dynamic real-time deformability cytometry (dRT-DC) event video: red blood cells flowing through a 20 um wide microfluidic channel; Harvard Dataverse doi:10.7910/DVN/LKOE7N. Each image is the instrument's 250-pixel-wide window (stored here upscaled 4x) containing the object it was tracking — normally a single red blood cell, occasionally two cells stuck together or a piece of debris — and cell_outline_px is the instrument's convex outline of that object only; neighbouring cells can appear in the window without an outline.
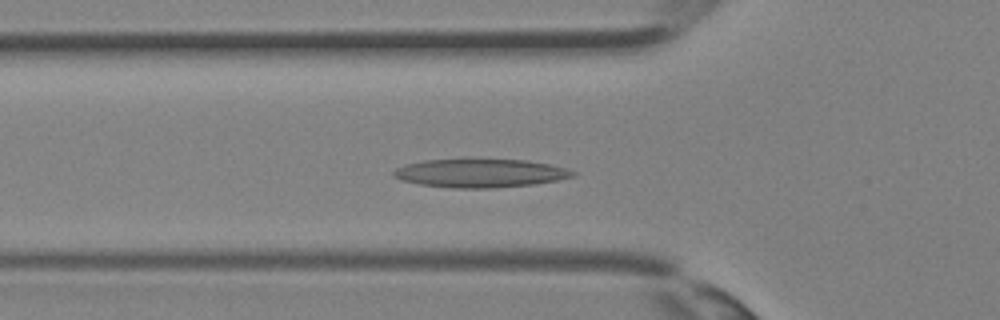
{"species": "Egyptian fruit bat (a non-hibernating species)", "species_latin": "Rousettus aegyptiacus", "temperature_condition": "room temperature", "stored_images_in_passage": 35, "camera_frame_rate_fps": 3000, "um_per_image_px": 0.085, "animal": {"sex": "female"}, "frame": {"image": 1, "passage_image": 12, "time_ms": 3.667, "image_size_px": [1000, 320], "cell_outline_px": [[576, 172], [572, 176], [556, 180], [532, 184], [488, 188], [452, 188], [420, 184], [404, 180], [392, 176], [392, 172], [396, 168], [404, 164], [424, 160], [464, 156], [468, 156], [528, 160], [548, 164], [564, 168]], "centroid_in_image_um": [40.73, 14.66], "position_along_channel_um": 85.1, "area_um2": 30.75}}
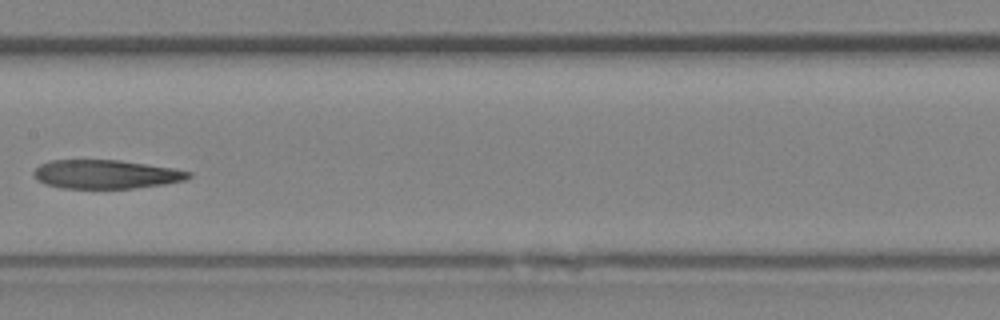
{"frame": {"image": 2, "passage_image": 18, "time_ms": 5.667, "image_size_px": [1000, 320], "cell_outline_px": [[192, 176], [184, 180], [164, 184], [132, 188], [60, 188], [48, 184], [40, 180], [32, 172], [40, 164], [52, 160], [120, 160], [172, 168], [192, 172]], "centroid_in_image_um": [9.02, 14.81], "position_along_channel_um": 198.4, "area_um2": 25.66}}
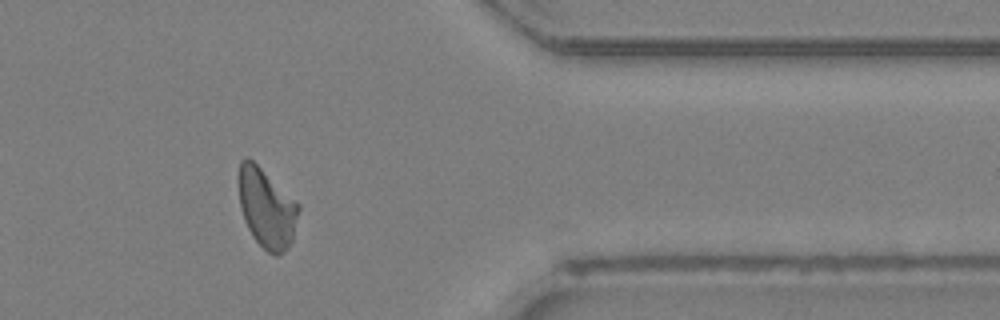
{"frame": {"image": 3, "passage_image": 29, "time_ms": 9.333, "image_size_px": [1000, 320], "cell_outline_px": [[300, 208], [292, 240], [288, 248], [280, 256], [276, 256], [268, 252], [252, 236], [244, 220], [240, 204], [236, 176], [240, 160], [248, 156], [300, 204]], "centroid_in_image_um": [22.64, 17.66], "position_along_channel_um": 388.8, "area_um2": 28.03}}